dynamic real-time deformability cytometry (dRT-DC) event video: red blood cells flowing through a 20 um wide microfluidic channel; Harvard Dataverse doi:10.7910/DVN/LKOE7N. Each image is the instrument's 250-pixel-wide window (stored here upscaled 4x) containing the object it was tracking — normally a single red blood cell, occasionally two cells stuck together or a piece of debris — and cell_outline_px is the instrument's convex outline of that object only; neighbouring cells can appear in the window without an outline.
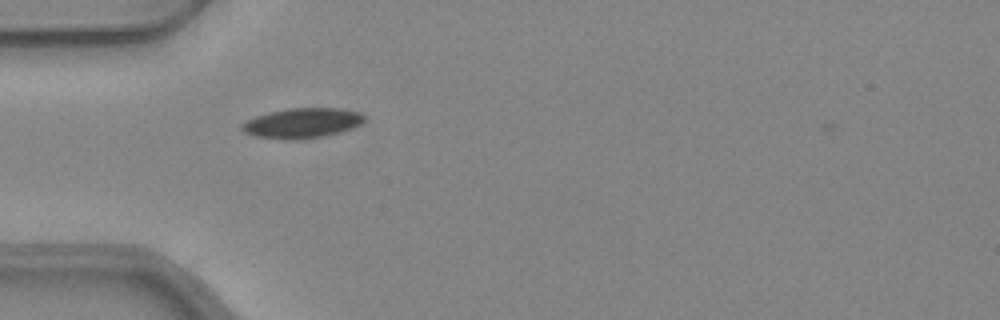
{"species": "common noctule bat (a hibernating species)", "species_latin": "Nyctalus noctula", "temperature_condition": "warm", "stored_images_in_passage": 16, "camera_frame_rate_fps": 3000, "um_per_image_px": 0.085, "animal": {"sex": "female", "body_mass_g": 24.6, "forearm_length_mm": 56.2}, "frame": {"image": 1, "passage_image": 1, "time_ms": 0.0, "image_size_px": [1000, 320], "cell_outline_px": [[364, 120], [360, 124], [352, 128], [320, 136], [288, 140], [256, 136], [244, 132], [240, 128], [248, 120], [256, 116], [268, 112], [288, 108], [336, 108], [360, 112], [364, 116]], "centroid_in_image_um": [25.67, 10.44], "position_along_channel_um": 59.3, "area_um2": 20.92}}
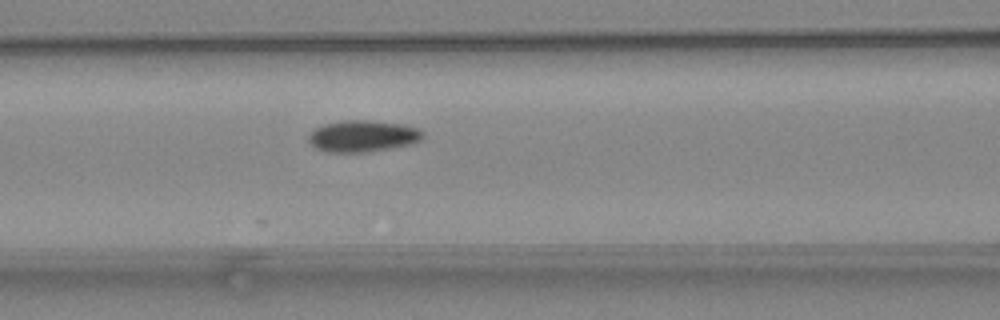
{"frame": {"image": 2, "passage_image": 7, "time_ms": 2.0, "image_size_px": [1000, 320], "cell_outline_px": [[424, 136], [420, 140], [412, 144], [368, 152], [324, 152], [316, 148], [308, 140], [308, 136], [316, 128], [324, 124], [344, 120], [368, 120], [404, 124], [420, 128], [424, 132]], "centroid_in_image_um": [30.87, 11.56], "position_along_channel_um": 135.7, "area_um2": 21.15}}
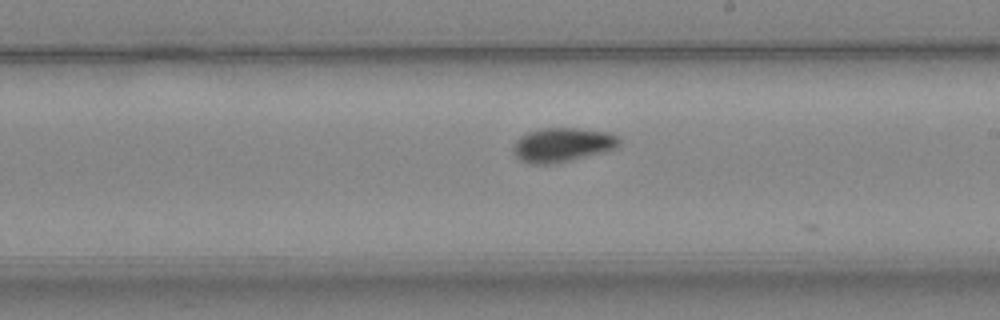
{"frame": {"image": 3, "passage_image": 15, "time_ms": 4.667, "image_size_px": [1000, 320], "cell_outline_px": [[620, 144], [616, 148], [604, 152], [572, 160], [552, 164], [528, 164], [520, 160], [512, 152], [512, 148], [516, 140], [520, 136], [528, 132], [544, 128], [580, 128], [608, 132], [616, 136], [620, 140]], "centroid_in_image_um": [47.78, 12.32], "position_along_channel_um": 241.2, "area_um2": 21.27}}